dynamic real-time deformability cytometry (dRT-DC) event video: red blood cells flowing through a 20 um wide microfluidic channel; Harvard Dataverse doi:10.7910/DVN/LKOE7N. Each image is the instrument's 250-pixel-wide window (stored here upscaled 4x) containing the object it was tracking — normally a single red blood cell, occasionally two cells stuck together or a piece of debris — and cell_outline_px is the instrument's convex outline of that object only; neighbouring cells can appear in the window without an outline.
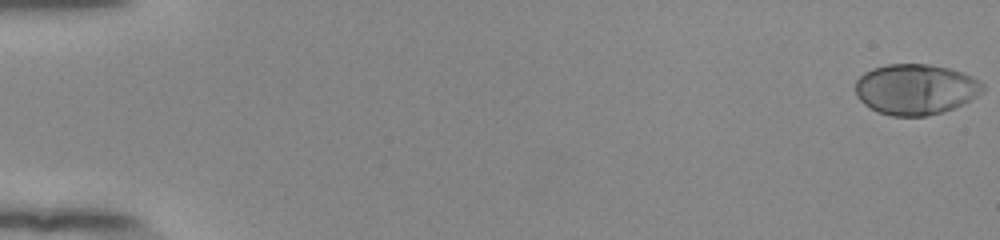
{"species": "human", "species_latin": "Homo sapiens", "temperature_condition": "room temperature", "stored_images_in_passage": 55, "camera_frame_rate_fps": 3000, "um_per_image_px": 0.085, "donor": {"sex": "female"}, "frame": {"image": 1, "passage_image": 1, "time_ms": 0.0, "image_size_px": [1000, 240], "cell_outline_px": [[984, 92], [944, 112], [928, 116], [892, 116], [876, 112], [864, 104], [856, 96], [856, 80], [864, 72], [872, 68], [888, 64], [928, 64], [948, 68], [972, 76], [980, 80], [984, 84]], "centroid_in_image_um": [77.81, 7.59], "position_along_channel_um": 7.2, "area_um2": 37.69}}
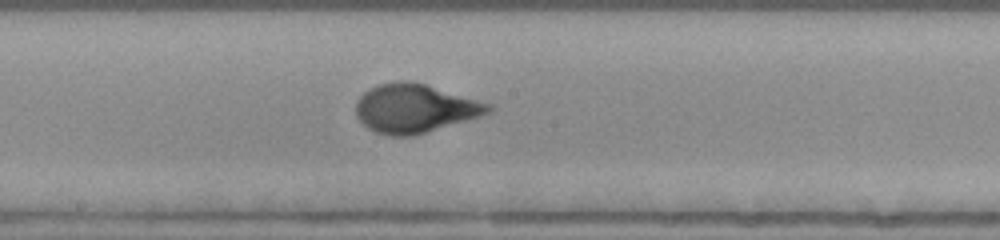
{"frame": {"image": 2, "passage_image": 31, "time_ms": 10.0, "image_size_px": [1000, 240], "cell_outline_px": [[496, 108], [492, 112], [480, 116], [412, 136], [392, 136], [376, 132], [368, 128], [356, 116], [356, 100], [364, 92], [380, 84], [400, 80], [408, 80], [424, 84], [492, 104]], "centroid_in_image_um": [35.27, 9.21], "position_along_channel_um": 212.9, "area_um2": 37.28}}
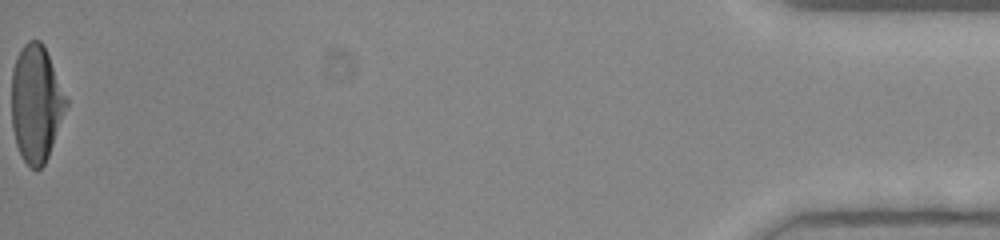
{"frame": {"image": 3, "passage_image": 55, "time_ms": 18.0, "image_size_px": [1000, 240], "cell_outline_px": [[68, 104], [48, 156], [44, 164], [36, 172], [24, 160], [16, 144], [12, 128], [12, 68], [16, 56], [24, 44], [28, 40], [40, 40], [44, 44], [68, 100]], "centroid_in_image_um": [3.07, 8.77], "position_along_channel_um": 432.1, "area_um2": 37.17}, "authors_computed_cell_mechanics": {"area_um2": 36.414, "velocity_mm_per_s": 3.889, "shape_relaxation_time_tau1_ms": 4.3597, "shape_relaxation_time_tau2_ms": null, "deformation_change_tau1": 0.2267, "deformation_change_tau2": null}}